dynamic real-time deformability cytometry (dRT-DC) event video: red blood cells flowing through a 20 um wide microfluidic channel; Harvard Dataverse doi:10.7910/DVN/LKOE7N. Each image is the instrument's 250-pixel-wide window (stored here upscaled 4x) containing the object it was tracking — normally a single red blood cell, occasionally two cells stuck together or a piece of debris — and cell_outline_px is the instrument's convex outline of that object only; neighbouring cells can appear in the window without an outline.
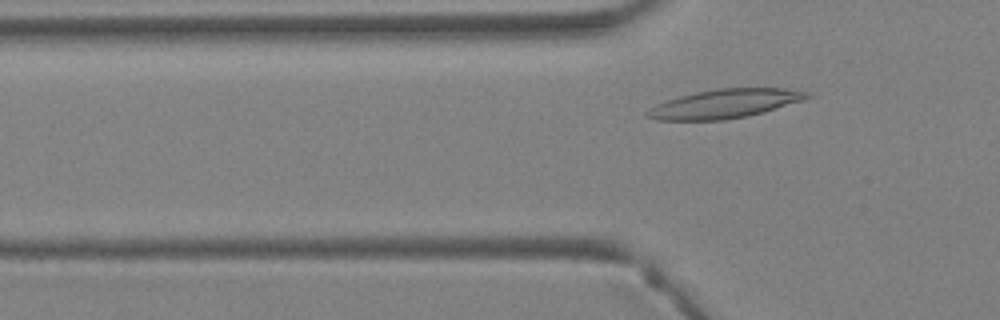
{"species": "Egyptian fruit bat (a non-hibernating species)", "species_latin": "Rousettus aegyptiacus", "temperature_condition": "warm", "stored_images_in_passage": 3, "camera_frame_rate_fps": 3000, "um_per_image_px": 0.085, "animal": {"sex": "female"}, "frame": {"image": 1, "passage_image": 3, "time_ms": 0.667, "image_size_px": [1000, 320], "cell_outline_px": [[812, 96], [804, 100], [764, 112], [748, 116], [724, 120], [656, 120], [648, 116], [644, 112], [656, 104], [680, 96], [696, 92], [716, 88], [784, 88], [812, 92]], "centroid_in_image_um": [61.65, 8.81], "position_along_channel_um": 64.1, "area_um2": 26.99}}